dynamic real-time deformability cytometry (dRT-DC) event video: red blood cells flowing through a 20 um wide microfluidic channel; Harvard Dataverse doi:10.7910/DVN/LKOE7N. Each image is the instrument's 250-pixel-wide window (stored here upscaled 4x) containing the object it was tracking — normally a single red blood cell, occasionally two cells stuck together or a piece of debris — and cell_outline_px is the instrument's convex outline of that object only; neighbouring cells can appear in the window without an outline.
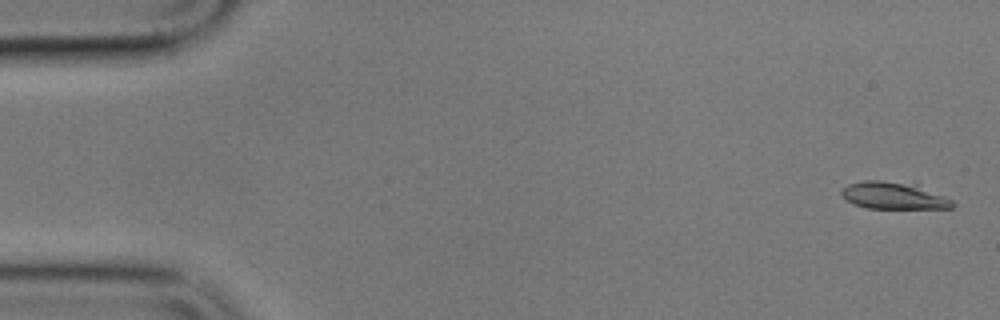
{"species": "common noctule bat (a hibernating species)", "species_latin": "Nyctalus noctula", "temperature_condition": "cold", "stored_images_in_passage": 6, "camera_frame_rate_fps": 3000, "um_per_image_px": 0.085, "animal": {"sex": "male", "body_mass_g": 17.9}, "frame": {"image": 1, "passage_image": 1, "time_ms": 0.0, "image_size_px": [1000, 320], "cell_outline_px": [[956, 204], [952, 208], [868, 208], [856, 204], [848, 200], [840, 192], [848, 184], [864, 180], [880, 180], [920, 184], [952, 200]], "centroid_in_image_um": [76.02, 16.61], "position_along_channel_um": 9.0, "area_um2": 17.51}}
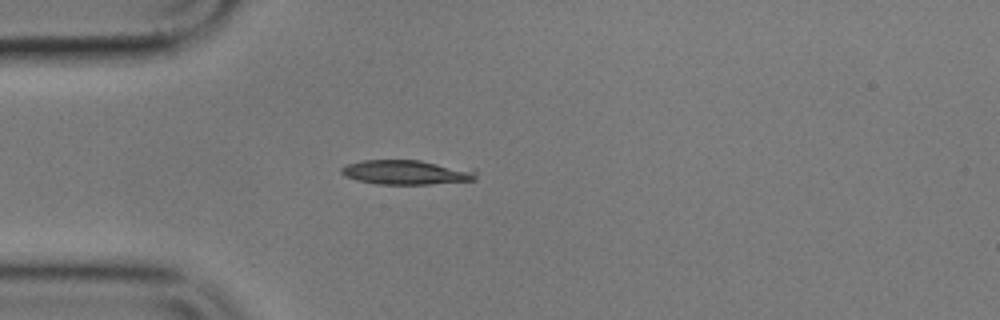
{"frame": {"image": 2, "passage_image": 5, "time_ms": 4.667, "image_size_px": [1000, 320], "cell_outline_px": [[476, 180], [428, 184], [376, 184], [356, 180], [344, 176], [340, 172], [340, 168], [348, 164], [360, 160], [420, 160], [476, 168]], "centroid_in_image_um": [34.59, 14.63], "position_along_channel_um": 50.4, "area_um2": 19.65}}